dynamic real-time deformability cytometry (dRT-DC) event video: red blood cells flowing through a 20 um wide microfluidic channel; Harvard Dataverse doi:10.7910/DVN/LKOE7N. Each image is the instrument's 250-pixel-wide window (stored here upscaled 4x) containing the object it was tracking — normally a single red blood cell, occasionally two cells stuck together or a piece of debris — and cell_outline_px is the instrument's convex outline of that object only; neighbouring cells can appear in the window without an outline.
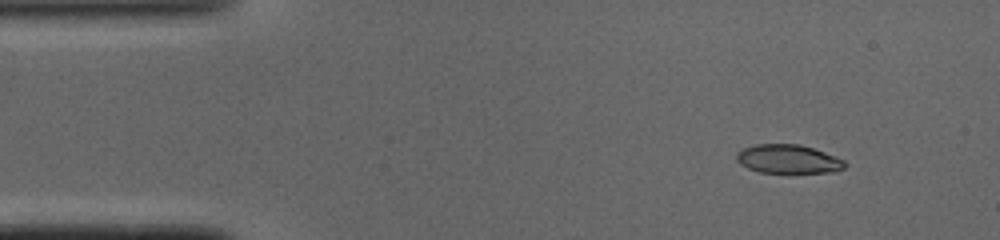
{"species": "common noctule bat (a hibernating species)", "species_latin": "Nyctalus noctula", "temperature_condition": "cold", "stored_images_in_passage": 44, "camera_frame_rate_fps": 3000, "um_per_image_px": 0.085, "animal": {"sex": "male", "body_mass_g": 19.0, "forearm_length_mm": 50.8}, "frame": {"image": 1, "passage_image": 1, "time_ms": 0.0, "image_size_px": [1000, 240], "cell_outline_px": [[848, 164], [844, 168], [836, 172], [760, 172], [748, 168], [740, 164], [736, 160], [736, 152], [744, 148], [756, 144], [800, 144], [836, 156], [844, 160]], "centroid_in_image_um": [67.01, 13.51], "position_along_channel_um": 18.0, "area_um2": 18.15}}
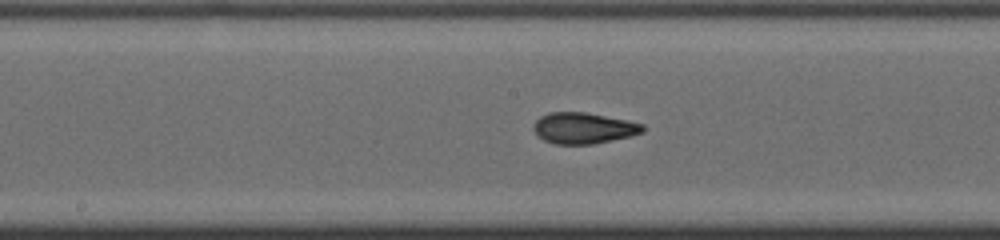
{"frame": {"image": 2, "passage_image": 20, "time_ms": 6.333, "image_size_px": [1000, 240], "cell_outline_px": [[644, 132], [632, 136], [592, 144], [556, 144], [544, 140], [532, 128], [532, 124], [540, 116], [548, 112], [584, 112], [628, 120], [644, 124]], "centroid_in_image_um": [49.61, 10.88], "position_along_channel_um": 198.6, "area_um2": 19.83}}
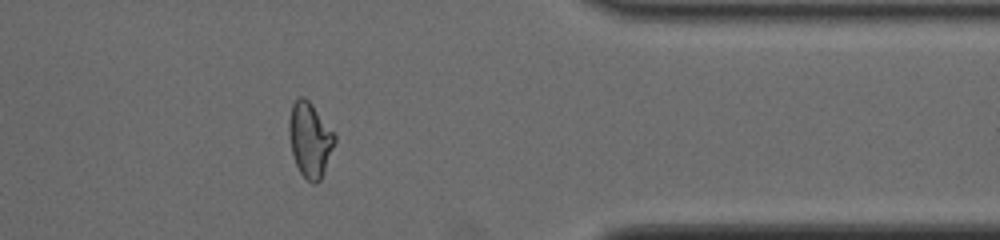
{"frame": {"image": 3, "passage_image": 35, "time_ms": 11.333, "image_size_px": [1000, 240], "cell_outline_px": [[336, 140], [320, 180], [316, 184], [312, 184], [300, 172], [296, 164], [292, 152], [288, 132], [288, 120], [292, 104], [300, 96], [304, 96], [312, 104], [336, 136]], "centroid_in_image_um": [26.32, 11.86], "position_along_channel_um": 385.1, "area_um2": 19.65}, "authors_computed_cell_mechanics": {"area_um2": 19.7387, "velocity_mm_per_s": 4.1018, "shape_relaxation_time_tau1_ms": 3.5385, "shape_relaxation_time_tau2_ms": 1.5035, "deformation_change_tau1": 0.181, "deformation_change_tau2": 0.0915}}